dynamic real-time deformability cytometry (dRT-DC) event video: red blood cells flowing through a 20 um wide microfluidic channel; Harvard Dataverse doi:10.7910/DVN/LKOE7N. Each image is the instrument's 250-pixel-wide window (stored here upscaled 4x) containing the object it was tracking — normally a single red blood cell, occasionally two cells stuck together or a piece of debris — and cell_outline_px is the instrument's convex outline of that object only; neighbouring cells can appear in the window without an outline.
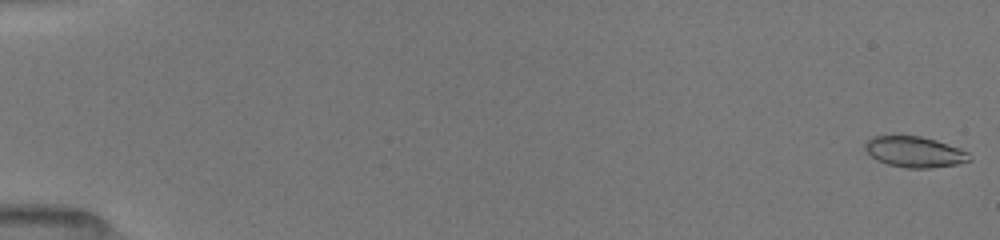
{"species": "common noctule bat (a hibernating species)", "species_latin": "Nyctalus noctula", "temperature_condition": "room temperature", "stored_images_in_passage": 53, "camera_frame_rate_fps": 3000, "um_per_image_px": 0.085, "animal": {"sex": "female", "body_mass_g": 19.5, "forearm_length_mm": 54.1}, "frame": {"image": 1, "passage_image": 1, "time_ms": 0.0, "image_size_px": [1000, 240], "cell_outline_px": [[972, 160], [956, 164], [928, 168], [908, 168], [888, 164], [876, 160], [864, 148], [864, 144], [872, 136], [892, 132], [920, 136], [936, 140], [960, 148], [968, 152], [972, 156]], "centroid_in_image_um": [77.7, 12.86], "position_along_channel_um": 7.3, "area_um2": 19.36}}
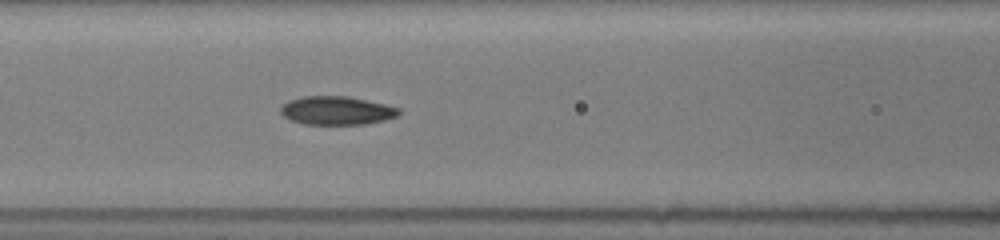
{"frame": {"image": 2, "passage_image": 24, "time_ms": 7.667, "image_size_px": [1000, 240], "cell_outline_px": [[400, 112], [396, 116], [384, 120], [364, 124], [304, 124], [292, 120], [284, 116], [280, 112], [280, 108], [288, 100], [304, 96], [348, 96], [384, 104], [400, 108]], "centroid_in_image_um": [28.6, 9.39], "position_along_channel_um": 138.0, "area_um2": 19.48}}
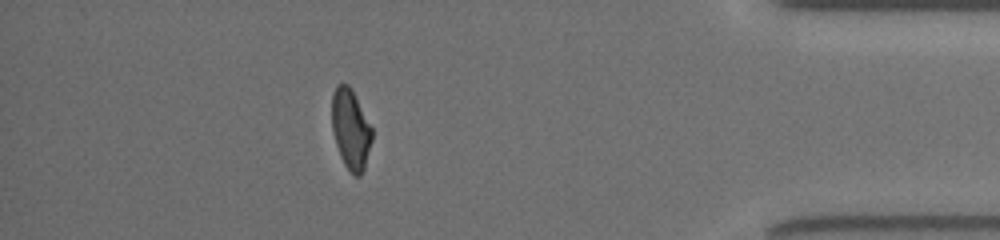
{"frame": {"image": 3, "passage_image": 47, "time_ms": 15.333, "image_size_px": [1000, 240], "cell_outline_px": [[372, 140], [364, 168], [360, 176], [356, 176], [344, 164], [340, 156], [336, 144], [332, 128], [332, 92], [336, 84], [348, 84], [352, 88], [372, 128]], "centroid_in_image_um": [29.8, 10.93], "position_along_channel_um": 405.4, "area_um2": 18.67}, "authors_computed_cell_mechanics": {"area_um2": 19.3052, "velocity_mm_per_s": 3.9803, "shape_relaxation_time_tau1_ms": 5.9836, "shape_relaxation_time_tau2_ms": 2.9941, "deformation_change_tau1": 0.1852, "deformation_change_tau2": 0.0847}}